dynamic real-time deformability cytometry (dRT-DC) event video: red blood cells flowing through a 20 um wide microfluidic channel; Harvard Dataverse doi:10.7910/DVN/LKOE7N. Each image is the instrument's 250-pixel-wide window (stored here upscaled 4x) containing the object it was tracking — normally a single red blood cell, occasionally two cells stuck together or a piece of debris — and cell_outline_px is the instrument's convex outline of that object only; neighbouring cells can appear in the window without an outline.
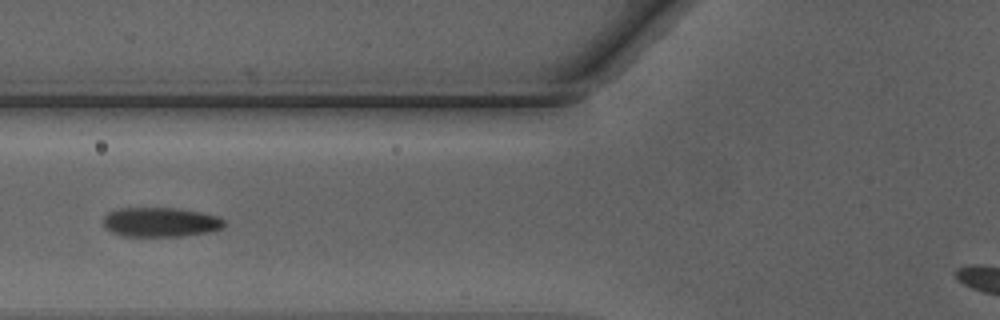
{"species": "Egyptian fruit bat (a non-hibernating species)", "species_latin": "Rousettus aegyptiacus", "temperature_condition": "warm", "stored_images_in_passage": 36, "camera_frame_rate_fps": 3000, "um_per_image_px": 0.085, "animal": {"sex": "male"}, "frame": {"image": 1, "passage_image": 10, "time_ms": 3.0, "image_size_px": [1000, 320], "cell_outline_px": [[224, 228], [208, 232], [180, 236], [124, 236], [112, 232], [104, 228], [104, 216], [108, 212], [116, 208], [180, 208], [220, 216], [224, 220]], "centroid_in_image_um": [13.64, 18.87], "position_along_channel_um": 112.2, "area_um2": 20.92}}
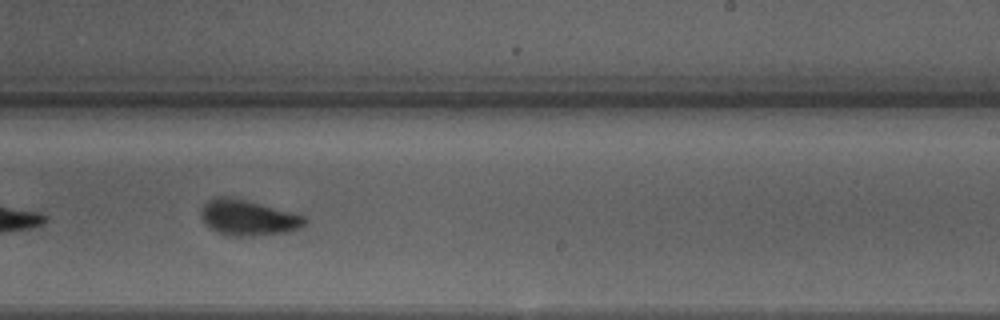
{"frame": {"image": 2, "passage_image": 21, "time_ms": 6.667, "image_size_px": [1000, 320], "cell_outline_px": [[308, 220], [300, 228], [284, 232], [252, 236], [232, 236], [216, 232], [208, 228], [200, 212], [204, 204], [208, 200], [216, 196], [224, 196], [244, 200], [296, 212], [304, 216]], "centroid_in_image_um": [21.09, 18.5], "position_along_channel_um": 267.9, "area_um2": 21.5}}
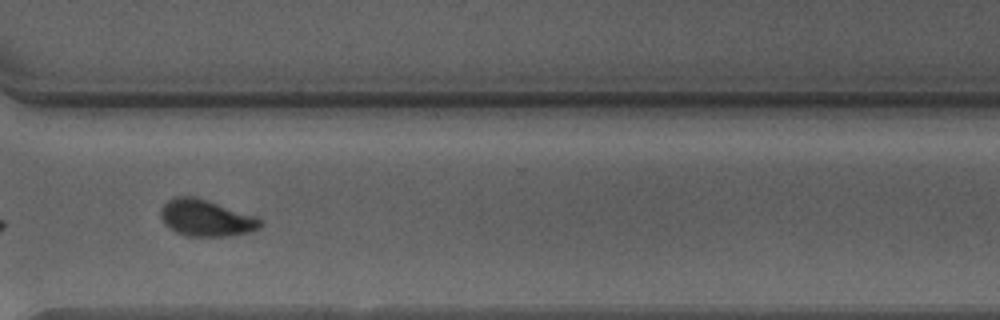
{"frame": {"image": 3, "passage_image": 27, "time_ms": 8.667, "image_size_px": [1000, 320], "cell_outline_px": [[264, 224], [260, 228], [248, 232], [228, 236], [188, 236], [176, 232], [168, 228], [164, 224], [160, 216], [160, 208], [172, 196], [196, 196], [256, 216], [264, 220]], "centroid_in_image_um": [17.51, 18.52], "position_along_channel_um": 353.1, "area_um2": 21.56}}